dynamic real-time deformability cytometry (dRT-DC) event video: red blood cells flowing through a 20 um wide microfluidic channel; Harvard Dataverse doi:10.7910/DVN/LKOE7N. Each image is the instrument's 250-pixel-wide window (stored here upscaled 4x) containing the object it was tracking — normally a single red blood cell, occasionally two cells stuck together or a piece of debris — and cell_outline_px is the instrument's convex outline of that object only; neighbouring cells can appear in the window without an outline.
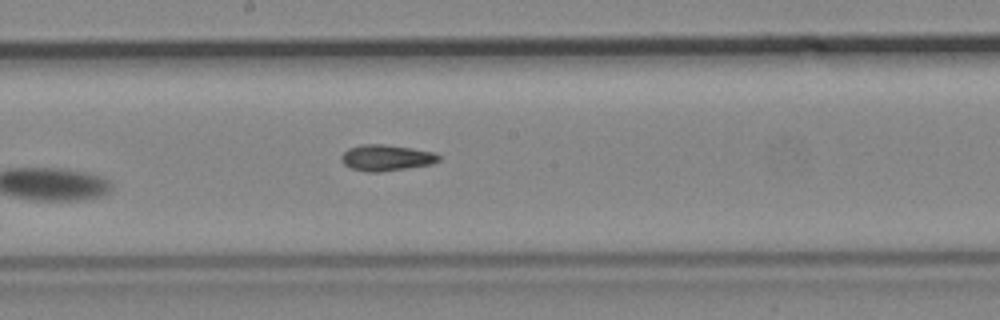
{"species": "common noctule bat (a hibernating species)", "species_latin": "Nyctalus noctula", "temperature_condition": "cold", "stored_images_in_passage": 14, "camera_frame_rate_fps": 3000, "um_per_image_px": 0.085, "animal": {"sex": "male", "body_mass_g": 19.2, "forearm_length_mm": 51.8}, "frame": {"image": 1, "passage_image": 14, "time_ms": 16.0, "image_size_px": [1000, 320], "cell_outline_px": [[440, 160], [432, 164], [380, 172], [368, 172], [352, 168], [344, 164], [340, 160], [340, 156], [348, 148], [360, 144], [384, 144], [412, 148], [436, 152], [440, 156]], "centroid_in_image_um": [32.84, 13.4], "position_along_channel_um": 215.4, "area_um2": 14.91}}